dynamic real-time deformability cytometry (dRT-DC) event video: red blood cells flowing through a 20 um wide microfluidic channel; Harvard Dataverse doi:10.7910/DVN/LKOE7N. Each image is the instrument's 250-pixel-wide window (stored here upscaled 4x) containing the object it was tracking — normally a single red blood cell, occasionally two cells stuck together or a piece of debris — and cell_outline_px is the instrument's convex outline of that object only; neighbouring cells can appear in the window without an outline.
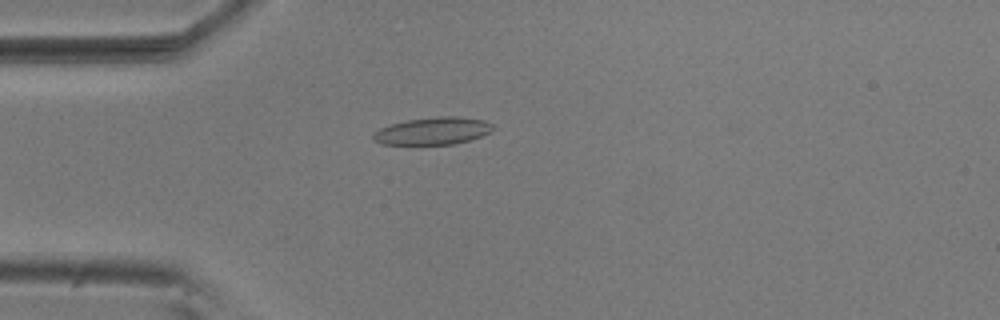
{"species": "common noctule bat (a hibernating species)", "species_latin": "Nyctalus noctula", "temperature_condition": "room temperature", "stored_images_in_passage": 42, "camera_frame_rate_fps": 3000, "um_per_image_px": 0.085, "animal": {"sex": "male", "body_mass_g": 20.5, "forearm_length_mm": 52.5}, "frame": {"image": 1, "passage_image": 2, "time_ms": 0.333, "image_size_px": [1000, 320], "cell_outline_px": [[492, 132], [456, 144], [380, 144], [372, 140], [372, 136], [380, 128], [392, 124], [408, 120], [436, 116], [456, 116], [484, 120], [492, 124]], "centroid_in_image_um": [36.79, 11.13], "position_along_channel_um": 48.2, "area_um2": 18.96}}
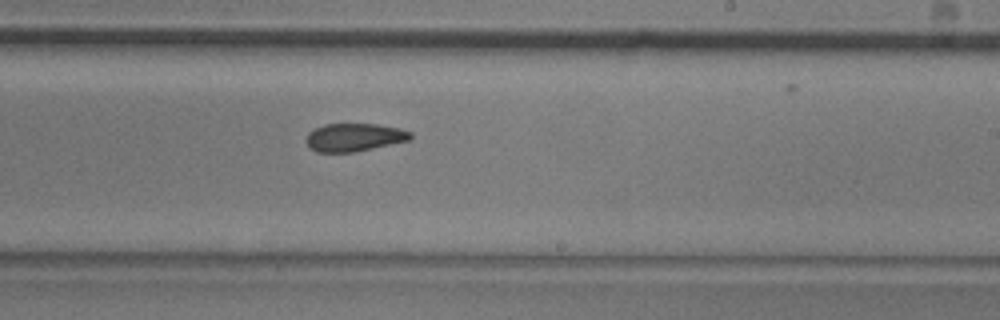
{"frame": {"image": 2, "passage_image": 20, "time_ms": 6.333, "image_size_px": [1000, 320], "cell_outline_px": [[412, 136], [408, 140], [356, 152], [316, 152], [308, 148], [304, 140], [308, 132], [324, 124], [376, 124], [400, 128], [412, 132]], "centroid_in_image_um": [30.06, 11.68], "position_along_channel_um": 258.9, "area_um2": 17.17}}
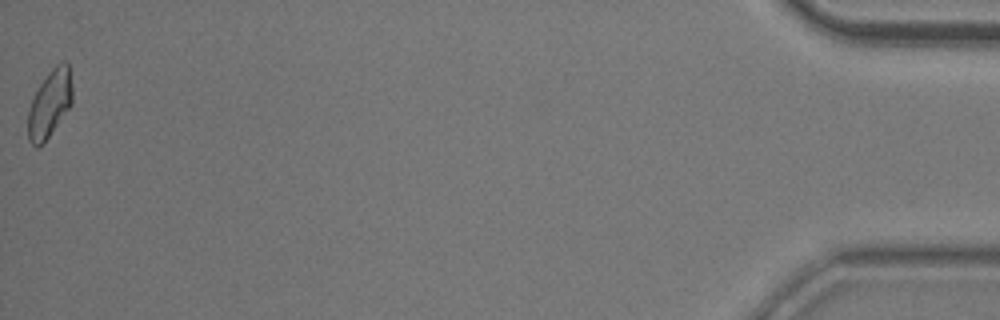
{"frame": {"image": 3, "passage_image": 42, "time_ms": 13.667, "image_size_px": [1000, 320], "cell_outline_px": [[72, 104], [44, 144], [36, 148], [28, 140], [28, 112], [32, 100], [40, 84], [48, 72], [56, 64], [64, 60], [68, 64], [72, 84]], "centroid_in_image_um": [4.23, 8.83], "position_along_channel_um": 431.0, "area_um2": 17.51}, "authors_computed_cell_mechanics": {"area_um2": 17.629, "velocity_mm_per_s": 3.7078, "shape_relaxation_time_tau1_ms": null, "shape_relaxation_time_tau2_ms": 5.1398, "deformation_change_tau1": null, "deformation_change_tau2": 0.1109}}